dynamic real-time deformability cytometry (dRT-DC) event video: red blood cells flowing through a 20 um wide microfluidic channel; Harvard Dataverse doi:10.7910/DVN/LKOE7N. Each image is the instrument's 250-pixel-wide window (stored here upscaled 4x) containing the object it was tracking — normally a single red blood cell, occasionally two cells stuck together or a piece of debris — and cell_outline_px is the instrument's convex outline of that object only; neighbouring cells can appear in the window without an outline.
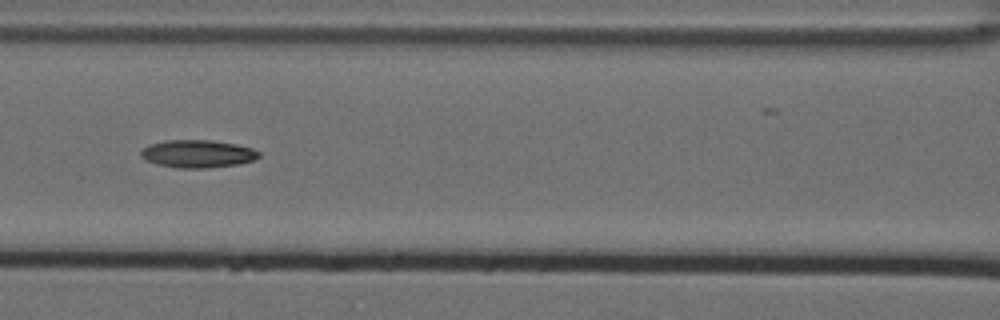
{"species": "Egyptian fruit bat (a non-hibernating species)", "species_latin": "Rousettus aegyptiacus", "temperature_condition": "cold", "stored_images_in_passage": 12, "camera_frame_rate_fps": 3000, "um_per_image_px": 0.085, "animal": {"sex": "female"}, "frame": {"image": 1, "passage_image": 8, "time_ms": 2.333, "image_size_px": [1000, 320], "cell_outline_px": [[260, 156], [252, 160], [240, 164], [208, 168], [176, 168], [156, 164], [140, 156], [140, 152], [148, 144], [164, 140], [212, 140], [236, 144], [252, 148], [260, 152]], "centroid_in_image_um": [16.79, 13.07], "position_along_channel_um": 149.8, "area_um2": 19.19}}
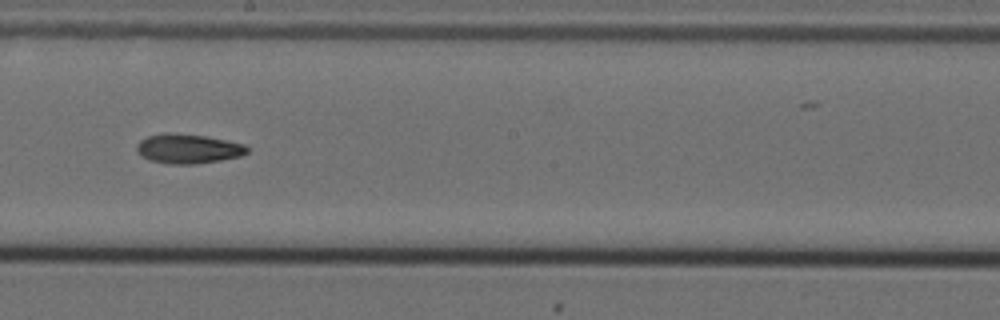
{"frame": {"image": 2, "passage_image": 10, "time_ms": 3.0, "image_size_px": [1000, 320], "cell_outline_px": [[248, 152], [240, 156], [220, 160], [196, 164], [168, 164], [148, 160], [136, 148], [140, 140], [148, 136], [164, 132], [172, 132], [204, 136], [244, 144], [248, 148]], "centroid_in_image_um": [15.98, 12.64], "position_along_channel_um": 232.2, "area_um2": 18.84}}
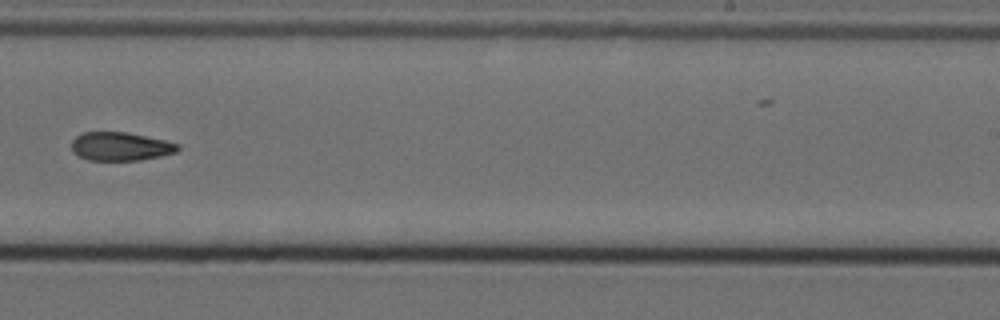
{"frame": {"image": 3, "passage_image": 11, "time_ms": 3.333, "image_size_px": [1000, 320], "cell_outline_px": [[180, 148], [176, 152], [160, 156], [140, 160], [88, 160], [72, 152], [72, 140], [80, 132], [128, 132], [164, 140], [180, 144]], "centroid_in_image_um": [10.23, 12.44], "position_along_channel_um": 278.8, "area_um2": 17.69}}